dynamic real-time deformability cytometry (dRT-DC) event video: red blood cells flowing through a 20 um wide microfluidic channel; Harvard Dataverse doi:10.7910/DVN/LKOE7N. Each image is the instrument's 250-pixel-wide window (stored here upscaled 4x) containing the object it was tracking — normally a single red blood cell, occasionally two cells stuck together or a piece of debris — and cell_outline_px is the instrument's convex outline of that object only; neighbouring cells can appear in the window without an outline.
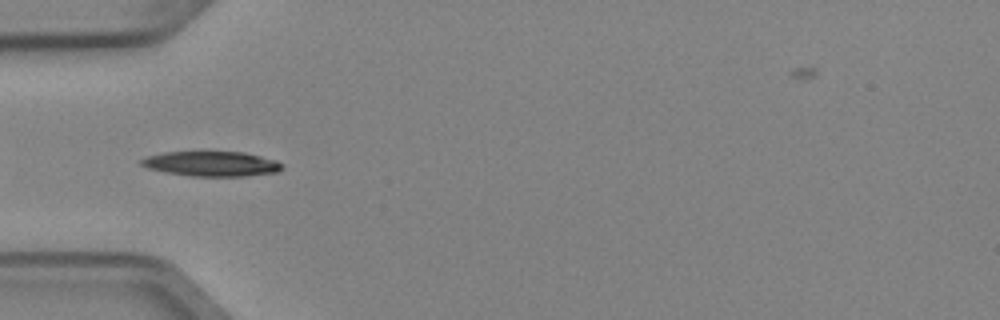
{"species": "Egyptian fruit bat (a non-hibernating species)", "species_latin": "Rousettus aegyptiacus", "temperature_condition": "cold", "stored_images_in_passage": 7, "segment_of_instrument_passage": [2, 2], "camera_frame_rate_fps": 3000, "um_per_image_px": 0.085, "animal": {"sex": "female"}, "frame": {"image": 1, "passage_image": 5, "time_ms": 1.333, "image_size_px": [1000, 320], "cell_outline_px": [[284, 168], [276, 172], [244, 176], [192, 176], [168, 172], [148, 168], [140, 164], [140, 160], [148, 156], [164, 152], [244, 152], [276, 160], [284, 164]], "centroid_in_image_um": [18.02, 13.92], "position_along_channel_um": 67.0, "area_um2": 20.29}}
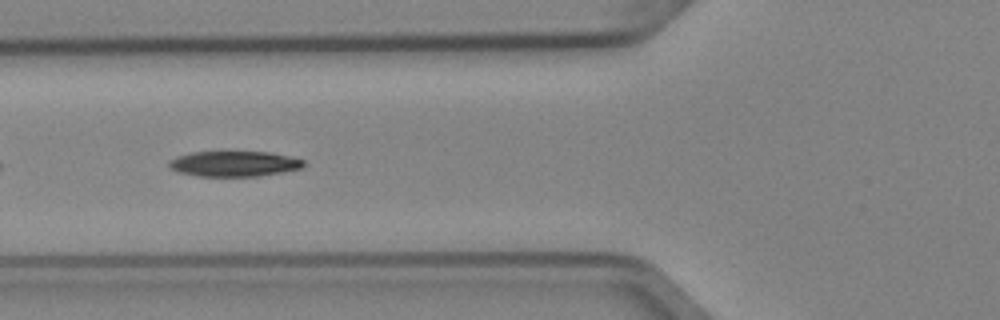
{"frame": {"image": 2, "passage_image": 6, "time_ms": 1.667, "image_size_px": [1000, 320], "cell_outline_px": [[304, 168], [284, 172], [260, 176], [200, 176], [180, 172], [172, 168], [168, 164], [176, 156], [192, 152], [268, 152], [288, 156], [304, 160]], "centroid_in_image_um": [19.96, 13.92], "position_along_channel_um": 105.8, "area_um2": 19.77}}
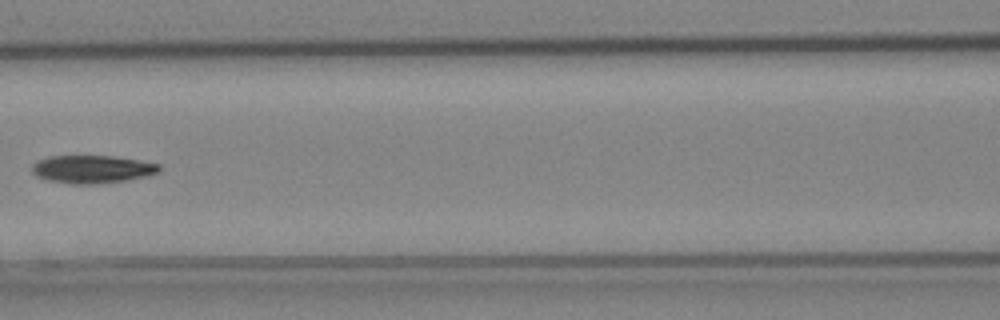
{"frame": {"image": 3, "passage_image": 7, "time_ms": 2.0, "image_size_px": [1000, 320], "cell_outline_px": [[160, 172], [148, 176], [124, 180], [96, 184], [72, 184], [48, 180], [36, 176], [32, 172], [32, 164], [36, 160], [48, 156], [112, 156], [140, 160], [160, 164]], "centroid_in_image_um": [7.82, 14.38], "position_along_channel_um": 158.8, "area_um2": 20.81}}